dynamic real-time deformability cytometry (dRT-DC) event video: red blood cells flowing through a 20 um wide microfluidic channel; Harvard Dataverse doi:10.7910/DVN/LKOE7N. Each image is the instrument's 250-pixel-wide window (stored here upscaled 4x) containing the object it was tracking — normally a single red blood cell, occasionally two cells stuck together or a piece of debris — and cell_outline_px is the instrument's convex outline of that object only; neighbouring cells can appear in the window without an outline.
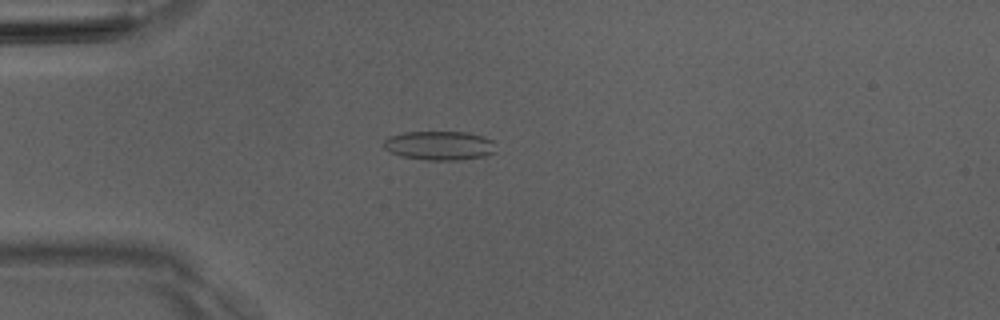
{"species": "Egyptian fruit bat (a non-hibernating species)", "species_latin": "Rousettus aegyptiacus", "temperature_condition": "room temperature", "stored_images_in_passage": 50, "camera_frame_rate_fps": 3000, "um_per_image_px": 0.085, "animal": {"sex": "male"}, "frame": {"image": 1, "passage_image": 13, "time_ms": 4.0, "image_size_px": [1000, 320], "cell_outline_px": [[496, 152], [484, 156], [460, 160], [424, 160], [400, 156], [384, 148], [384, 140], [388, 136], [404, 132], [468, 132], [484, 136], [492, 140]], "centroid_in_image_um": [37.36, 12.37], "position_along_channel_um": 47.6, "area_um2": 19.13}}
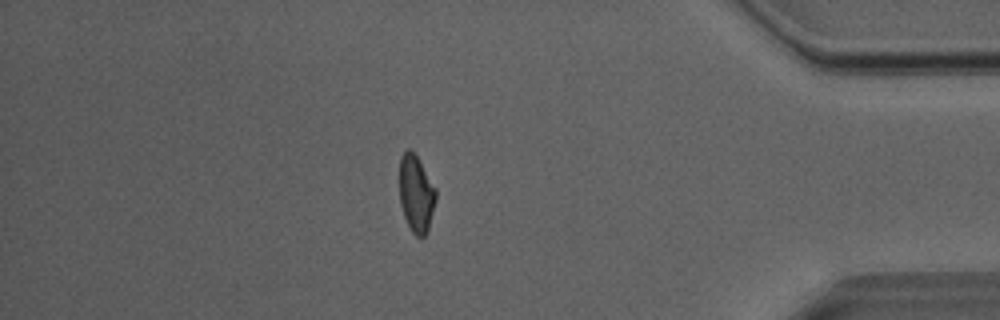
{"frame": {"image": 2, "passage_image": 43, "time_ms": 14.0, "image_size_px": [1000, 320], "cell_outline_px": [[436, 200], [428, 228], [424, 236], [416, 236], [412, 232], [404, 216], [400, 204], [400, 156], [408, 148], [416, 156], [436, 188]], "centroid_in_image_um": [35.37, 16.47], "position_along_channel_um": 399.8, "area_um2": 16.07}}
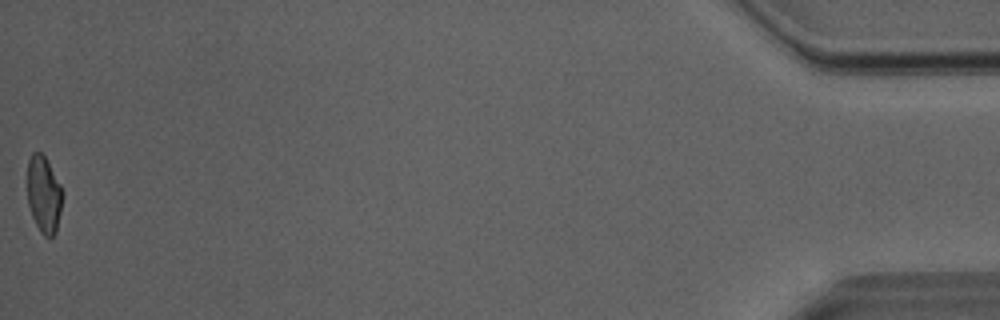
{"frame": {"image": 3, "passage_image": 50, "time_ms": 16.333, "image_size_px": [1000, 320], "cell_outline_px": [[64, 192], [56, 232], [52, 236], [44, 236], [40, 232], [32, 216], [28, 204], [28, 160], [32, 152], [40, 152], [44, 156], [60, 184]], "centroid_in_image_um": [3.73, 16.53], "position_along_channel_um": 431.5, "area_um2": 15.61}, "authors_computed_cell_mechanics": {"area_um2": 17.3689, "velocity_mm_per_s": 4.0548, "shape_relaxation_time_tau1_ms": 5.0907, "shape_relaxation_time_tau2_ms": 1.5334, "deformation_change_tau1": 0.1519, "deformation_change_tau2": 0.0885}}